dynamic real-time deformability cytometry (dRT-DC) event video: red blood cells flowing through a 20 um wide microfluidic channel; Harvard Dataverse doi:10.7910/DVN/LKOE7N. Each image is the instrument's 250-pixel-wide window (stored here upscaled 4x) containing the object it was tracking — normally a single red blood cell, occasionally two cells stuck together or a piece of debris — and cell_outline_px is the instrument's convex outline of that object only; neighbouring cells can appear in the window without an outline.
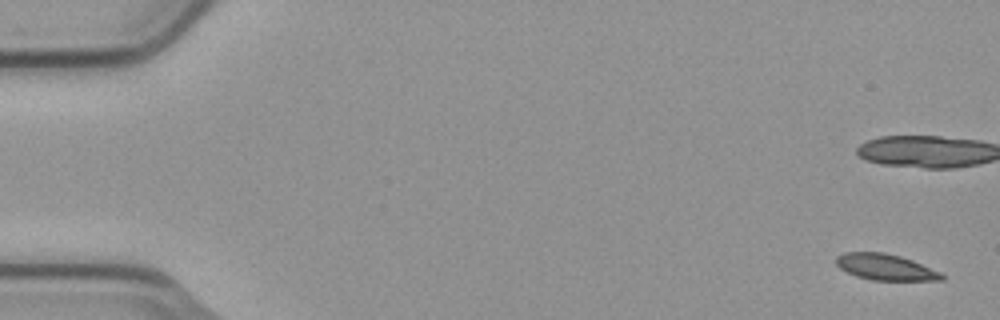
{"species": "common noctule bat (a hibernating species)", "species_latin": "Nyctalus noctula", "temperature_condition": "cold", "stored_images_in_passage": 6, "camera_frame_rate_fps": 3000, "um_per_image_px": 0.085, "animal": {"sex": "male", "body_mass_g": 23.1, "forearm_length_mm": 52.7}, "frame": {"image": 1, "passage_image": 1, "time_ms": 0.0, "image_size_px": [1000, 320], "cell_outline_px": [[944, 280], [872, 280], [856, 276], [840, 268], [836, 264], [836, 256], [844, 252], [884, 252], [900, 256], [912, 260], [940, 272], [944, 276]], "centroid_in_image_um": [75.24, 22.69], "position_along_channel_um": 9.8, "area_um2": 15.95}}
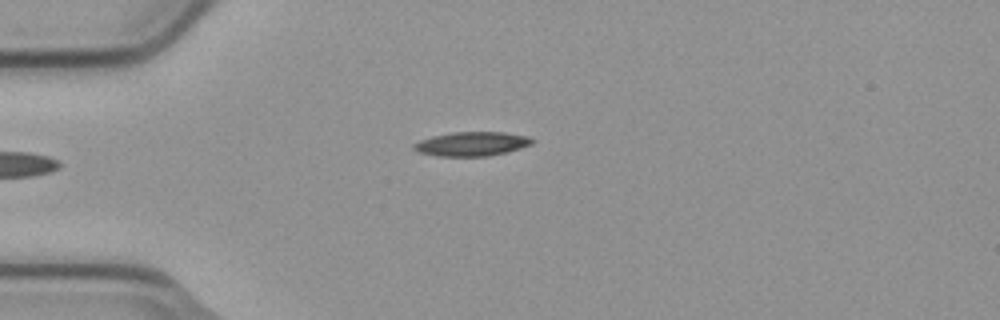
{"frame": {"image": 2, "passage_image": 6, "time_ms": 1.667, "image_size_px": [1000, 320], "cell_outline_px": [[536, 140], [532, 144], [520, 148], [504, 152], [484, 156], [440, 156], [420, 152], [412, 148], [412, 144], [420, 140], [432, 136], [452, 132], [504, 132], [528, 136]], "centroid_in_image_um": [40.1, 12.21], "position_along_channel_um": 44.9, "area_um2": 16.53}}